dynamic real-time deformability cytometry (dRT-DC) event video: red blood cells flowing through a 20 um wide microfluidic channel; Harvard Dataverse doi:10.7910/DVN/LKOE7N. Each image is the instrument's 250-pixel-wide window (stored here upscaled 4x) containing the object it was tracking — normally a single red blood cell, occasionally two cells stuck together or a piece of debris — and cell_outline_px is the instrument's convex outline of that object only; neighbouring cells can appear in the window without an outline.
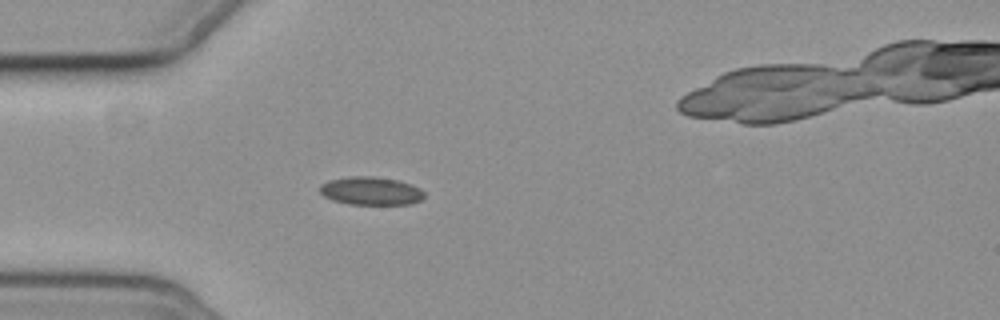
{"species": "common noctule bat (a hibernating species)", "species_latin": "Nyctalus noctula", "temperature_condition": "cold", "stored_images_in_passage": 4, "camera_frame_rate_fps": 3000, "um_per_image_px": 0.085, "animal": {"sex": "female", "body_mass_g": 19.3, "forearm_length_mm": 54.1}, "frame": {"image": 1, "passage_image": 4, "time_ms": 4.333, "image_size_px": [1000, 320], "cell_outline_px": [[424, 196], [420, 200], [412, 204], [348, 204], [332, 200], [324, 196], [320, 192], [320, 184], [328, 180], [352, 176], [372, 176], [396, 180], [420, 188], [424, 192]], "centroid_in_image_um": [31.49, 16.23], "position_along_channel_um": 53.5, "area_um2": 17.05}}